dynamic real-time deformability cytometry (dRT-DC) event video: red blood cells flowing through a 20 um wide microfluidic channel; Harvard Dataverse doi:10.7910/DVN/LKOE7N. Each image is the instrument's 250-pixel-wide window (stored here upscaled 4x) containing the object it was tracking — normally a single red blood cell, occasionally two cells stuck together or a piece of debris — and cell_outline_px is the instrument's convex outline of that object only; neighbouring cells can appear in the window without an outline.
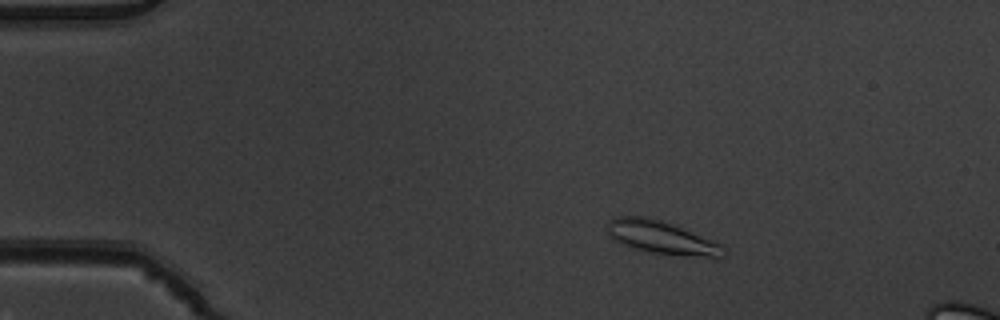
{"species": "common noctule bat (a hibernating species)", "species_latin": "Nyctalus noctula", "temperature_condition": "warm", "stored_images_in_passage": 4, "camera_frame_rate_fps": 3000, "um_per_image_px": 0.085, "animal": {"sex": "male", "body_mass_g": 19.5, "forearm_length_mm": 54.6}, "frame": {"image": 1, "passage_image": 1, "time_ms": 0.0, "image_size_px": [1000, 320], "cell_outline_px": [[728, 252], [724, 256], [708, 256], [652, 252], [636, 248], [624, 244], [616, 240], [608, 232], [608, 220], [616, 216], [648, 216], [672, 224], [716, 240], [724, 244]], "centroid_in_image_um": [56.3, 20.15], "position_along_channel_um": 28.7, "area_um2": 21.96}}